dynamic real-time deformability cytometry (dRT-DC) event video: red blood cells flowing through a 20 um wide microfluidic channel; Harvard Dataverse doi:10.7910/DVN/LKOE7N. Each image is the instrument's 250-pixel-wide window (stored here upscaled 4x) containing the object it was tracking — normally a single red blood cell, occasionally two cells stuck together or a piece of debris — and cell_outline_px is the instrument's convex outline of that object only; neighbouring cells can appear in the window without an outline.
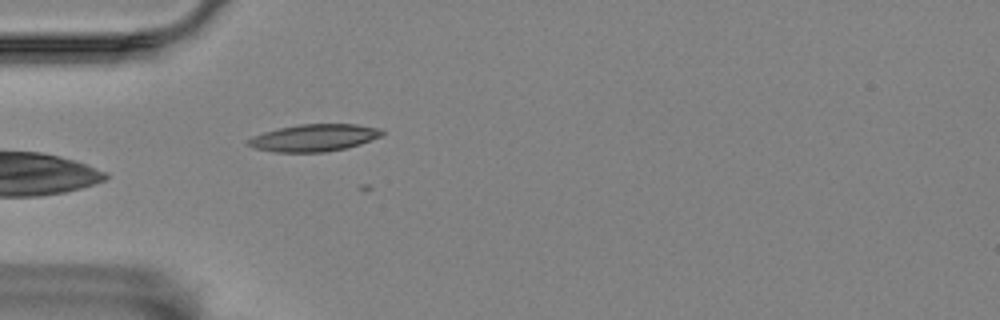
{"species": "Egyptian fruit bat (a non-hibernating species)", "species_latin": "Rousettus aegyptiacus", "temperature_condition": "room temperature", "stored_images_in_passage": 16, "camera_frame_rate_fps": 3000, "um_per_image_px": 0.085, "animal": {"sex": "female"}, "frame": {"image": 1, "passage_image": 2, "time_ms": 0.333, "image_size_px": [1000, 320], "cell_outline_px": [[384, 132], [380, 136], [360, 144], [344, 148], [324, 152], [276, 152], [256, 148], [248, 144], [248, 140], [252, 136], [276, 128], [300, 124], [356, 124], [380, 128]], "centroid_in_image_um": [26.69, 11.7], "position_along_channel_um": 58.3, "area_um2": 20.98}}
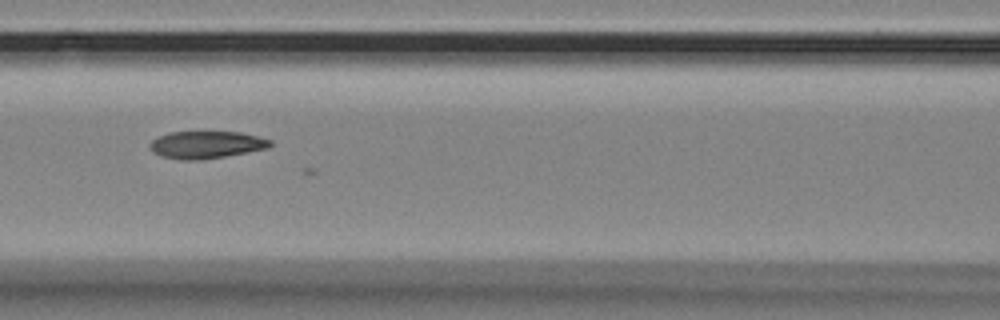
{"frame": {"image": 2, "passage_image": 10, "time_ms": 3.0, "image_size_px": [1000, 320], "cell_outline_px": [[272, 144], [268, 148], [224, 156], [200, 160], [180, 160], [160, 156], [152, 152], [148, 144], [156, 136], [172, 132], [240, 132], [272, 140]], "centroid_in_image_um": [17.48, 12.3], "position_along_channel_um": 149.1, "area_um2": 19.19}}
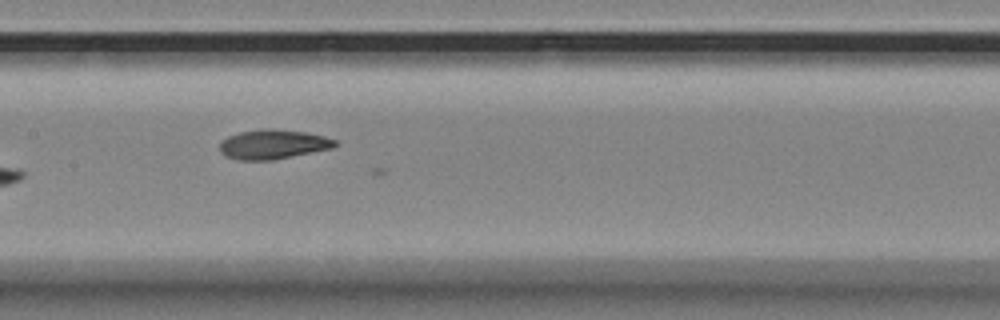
{"frame": {"image": 3, "passage_image": 13, "time_ms": 4.0, "image_size_px": [1000, 320], "cell_outline_px": [[340, 144], [332, 148], [272, 160], [236, 160], [224, 156], [220, 152], [220, 144], [228, 136], [240, 132], [264, 128], [272, 128], [304, 132], [324, 136], [336, 140]], "centroid_in_image_um": [23.2, 12.27], "position_along_channel_um": 184.2, "area_um2": 19.83}}